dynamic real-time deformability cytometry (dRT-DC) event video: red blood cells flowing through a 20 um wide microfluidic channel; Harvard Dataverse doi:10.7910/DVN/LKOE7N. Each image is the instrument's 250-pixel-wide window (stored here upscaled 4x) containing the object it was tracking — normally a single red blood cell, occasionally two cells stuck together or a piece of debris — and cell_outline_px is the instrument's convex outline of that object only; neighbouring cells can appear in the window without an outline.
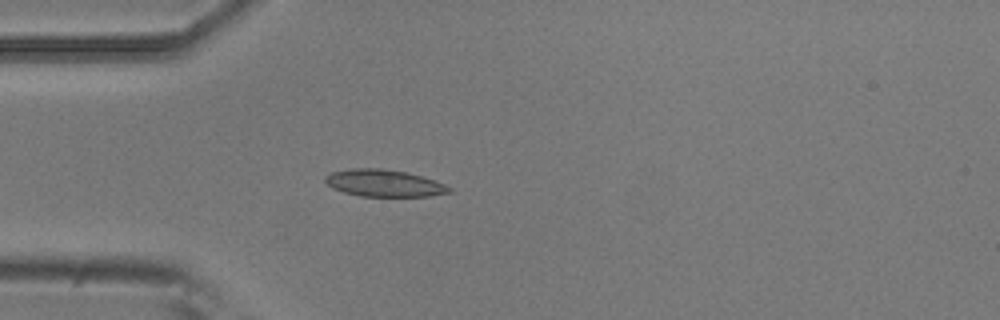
{"species": "common noctule bat (a hibernating species)", "species_latin": "Nyctalus noctula", "temperature_condition": "room temperature", "stored_images_in_passage": 4, "camera_frame_rate_fps": 3000, "um_per_image_px": 0.085, "animal": {"sex": "male", "body_mass_g": 20.5, "forearm_length_mm": 52.5}, "frame": {"image": 1, "passage_image": 4, "time_ms": 3.333, "image_size_px": [1000, 320], "cell_outline_px": [[452, 192], [428, 196], [360, 196], [344, 192], [332, 188], [324, 180], [324, 176], [332, 172], [352, 168], [380, 168], [404, 172], [420, 176], [444, 184], [452, 188]], "centroid_in_image_um": [32.61, 15.57], "position_along_channel_um": 52.4, "area_um2": 19.31}}